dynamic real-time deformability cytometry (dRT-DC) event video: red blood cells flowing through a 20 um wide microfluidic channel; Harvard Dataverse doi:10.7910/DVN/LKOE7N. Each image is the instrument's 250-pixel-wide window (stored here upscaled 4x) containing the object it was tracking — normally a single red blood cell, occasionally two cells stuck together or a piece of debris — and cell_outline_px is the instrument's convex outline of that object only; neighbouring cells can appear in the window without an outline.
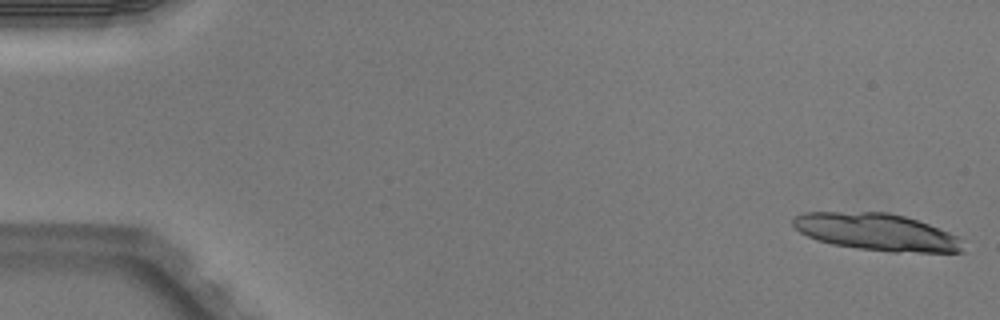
{"species": "Egyptian fruit bat (a non-hibernating species)", "species_latin": "Rousettus aegyptiacus", "temperature_condition": "warm", "stored_images_in_passage": 5, "camera_frame_rate_fps": 3000, "um_per_image_px": 0.085, "animal": {"sex": "male"}, "frame": {"image": 1, "passage_image": 1, "time_ms": 0.0, "image_size_px": [1000, 320], "cell_outline_px": [[964, 252], [888, 252], [832, 244], [816, 240], [800, 232], [792, 224], [792, 220], [796, 216], [804, 212], [888, 212], [904, 216], [928, 224], [960, 236], [964, 240]], "centroid_in_image_um": [74.56, 19.73], "position_along_channel_um": 10.4, "area_um2": 36.88}}